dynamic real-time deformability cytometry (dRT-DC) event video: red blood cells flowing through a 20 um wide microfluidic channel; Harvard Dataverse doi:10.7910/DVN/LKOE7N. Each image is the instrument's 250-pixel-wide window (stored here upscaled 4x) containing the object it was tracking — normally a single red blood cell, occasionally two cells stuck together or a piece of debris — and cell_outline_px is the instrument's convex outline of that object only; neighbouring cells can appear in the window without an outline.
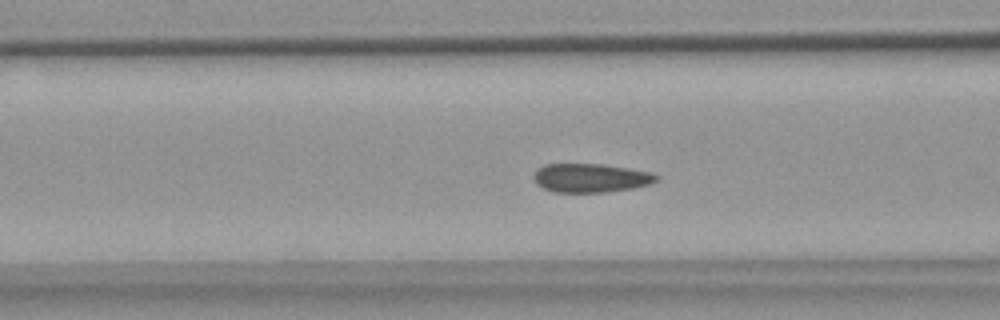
{"species": "common noctule bat (a hibernating species)", "species_latin": "Nyctalus noctula", "temperature_condition": "warm", "stored_images_in_passage": 55, "camera_frame_rate_fps": 3000, "um_per_image_px": 0.085, "animal": {"sex": "female", "body_mass_g": 18.4}, "frame": {"image": 1, "passage_image": 21, "time_ms": 6.667, "image_size_px": [1000, 320], "cell_outline_px": [[660, 176], [656, 180], [648, 184], [632, 188], [604, 192], [552, 192], [536, 184], [532, 176], [536, 168], [544, 164], [600, 164], [648, 172]], "centroid_in_image_um": [50.11, 15.12], "position_along_channel_um": 116.5, "area_um2": 20.4}}
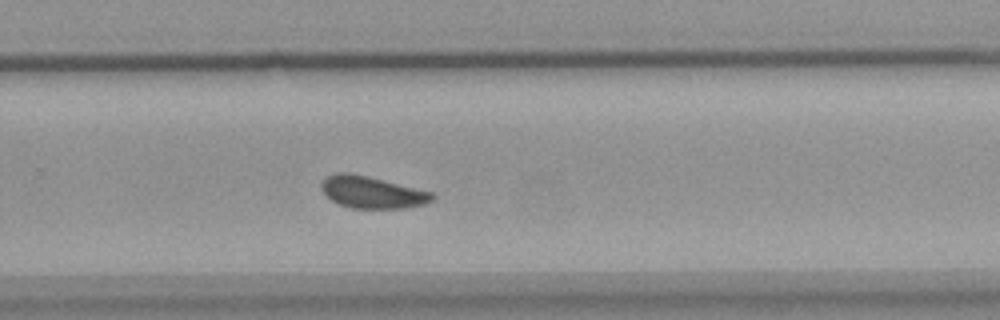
{"frame": {"image": 2, "passage_image": 36, "time_ms": 11.667, "image_size_px": [1000, 320], "cell_outline_px": [[436, 196], [432, 200], [424, 204], [404, 208], [348, 208], [336, 204], [320, 188], [320, 184], [328, 176], [340, 172], [348, 172], [432, 192]], "centroid_in_image_um": [31.6, 16.36], "position_along_channel_um": 298.2, "area_um2": 20.35}}
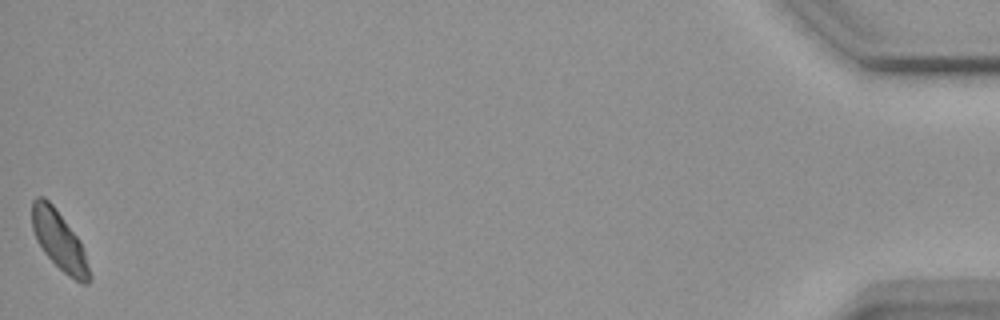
{"frame": {"image": 3, "passage_image": 55, "time_ms": 18.0, "image_size_px": [1000, 320], "cell_outline_px": [[92, 280], [88, 284], [80, 284], [68, 276], [44, 252], [36, 240], [32, 228], [32, 200], [36, 196], [44, 196], [52, 204], [80, 240], [92, 276]], "centroid_in_image_um": [5.04, 20.47], "position_along_channel_um": 430.2, "area_um2": 19.71}, "authors_computed_cell_mechanics": {"area_um2": 20.519, "velocity_mm_per_s": 3.6497, "shape_relaxation_time_tau1_ms": 9.409, "shape_relaxation_time_tau2_ms": null, "deformation_change_tau1": 0.1125, "deformation_change_tau2": null}}